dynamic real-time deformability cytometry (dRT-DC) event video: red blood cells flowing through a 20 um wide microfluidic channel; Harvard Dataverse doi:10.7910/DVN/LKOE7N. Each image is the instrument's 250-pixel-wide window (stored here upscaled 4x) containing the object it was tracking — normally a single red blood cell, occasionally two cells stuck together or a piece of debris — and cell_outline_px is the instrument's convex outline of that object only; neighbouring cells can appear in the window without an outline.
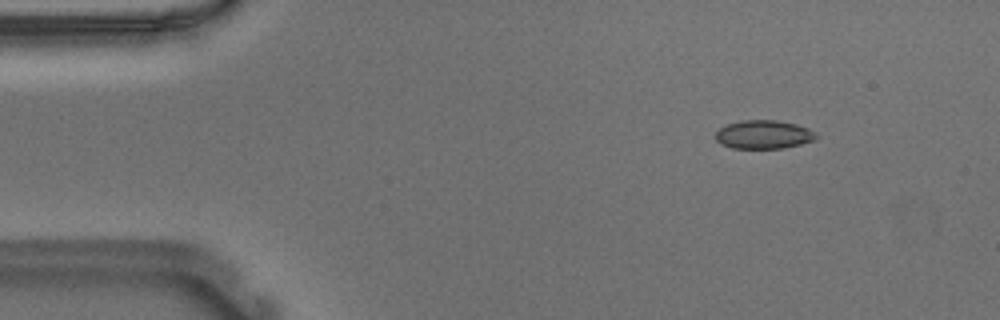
{"species": "Egyptian fruit bat (a non-hibernating species)", "species_latin": "Rousettus aegyptiacus", "temperature_condition": "warm", "stored_images_in_passage": 50, "camera_frame_rate_fps": 3000, "um_per_image_px": 0.085, "animal": {"sex": "male"}, "frame": {"image": 1, "passage_image": 2, "time_ms": 0.333, "image_size_px": [1000, 320], "cell_outline_px": [[820, 136], [816, 140], [784, 148], [732, 148], [720, 144], [716, 140], [716, 132], [720, 128], [728, 124], [740, 120], [776, 120], [796, 124], [808, 128], [816, 132]], "centroid_in_image_um": [64.94, 11.43], "position_along_channel_um": 20.1, "area_um2": 16.88}}
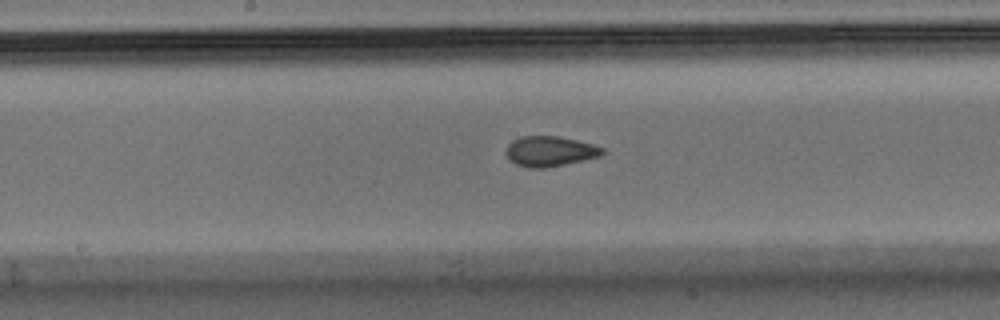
{"frame": {"image": 2, "passage_image": 23, "time_ms": 7.333, "image_size_px": [1000, 320], "cell_outline_px": [[608, 152], [600, 156], [564, 164], [544, 168], [528, 168], [516, 164], [508, 160], [508, 144], [512, 140], [520, 136], [560, 136], [592, 144], [604, 148]], "centroid_in_image_um": [46.76, 12.85], "position_along_channel_um": 201.4, "area_um2": 16.94}}
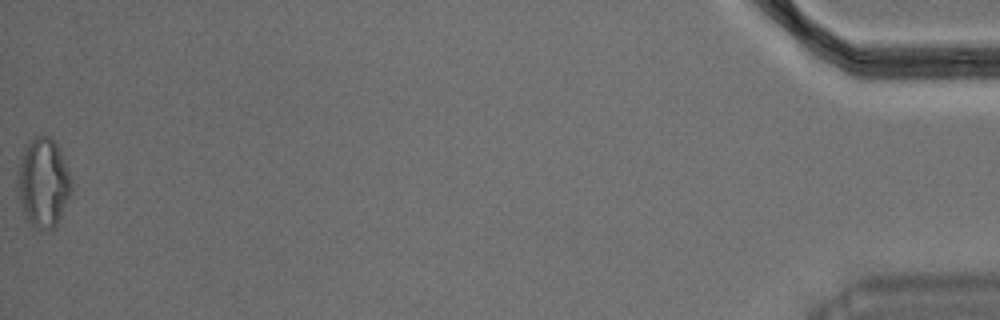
{"frame": {"image": 3, "passage_image": 50, "time_ms": 16.333, "image_size_px": [1000, 320], "cell_outline_px": [[72, 188], [56, 228], [36, 228], [28, 220], [24, 212], [20, 200], [16, 180], [20, 160], [28, 144], [36, 136], [52, 136], [60, 152], [68, 172]], "centroid_in_image_um": [3.67, 15.53], "position_along_channel_um": 431.5, "area_um2": 27.22}, "authors_computed_cell_mechanics": {"area_um2": 17.1666, "velocity_mm_per_s": 3.682, "shape_relaxation_time_tau1_ms": null, "shape_relaxation_time_tau2_ms": 1.1792, "deformation_change_tau1": null, "deformation_change_tau2": 0.0514}}